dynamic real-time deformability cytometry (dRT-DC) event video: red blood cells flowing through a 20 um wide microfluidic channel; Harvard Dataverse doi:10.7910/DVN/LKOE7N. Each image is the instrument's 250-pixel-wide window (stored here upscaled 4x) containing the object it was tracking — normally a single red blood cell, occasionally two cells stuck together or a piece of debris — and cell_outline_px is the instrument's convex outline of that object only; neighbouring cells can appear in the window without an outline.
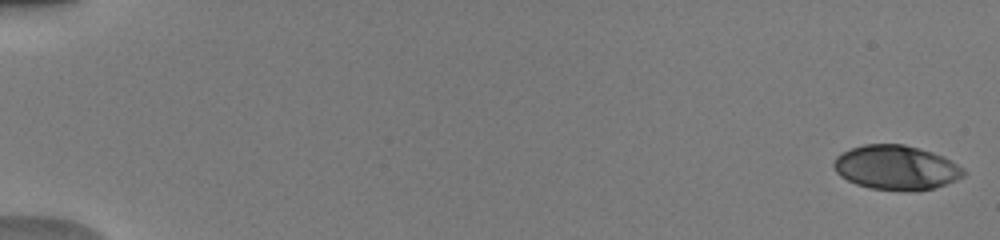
{"species": "human", "species_latin": "Homo sapiens", "temperature_condition": "warm", "stored_images_in_passage": 51, "camera_frame_rate_fps": 3000, "um_per_image_px": 0.085, "donor": {"sex": "male"}, "frame": {"image": 1, "passage_image": 1, "time_ms": 0.0, "image_size_px": [1000, 240], "cell_outline_px": [[964, 176], [956, 180], [920, 192], [908, 192], [868, 188], [856, 184], [840, 176], [836, 172], [832, 164], [836, 156], [852, 148], [864, 144], [904, 144], [932, 152], [944, 156], [964, 168]], "centroid_in_image_um": [76.17, 14.26], "position_along_channel_um": 8.8, "area_um2": 33.87}}
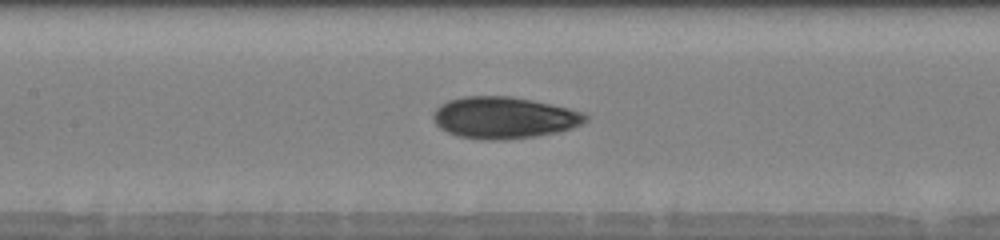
{"frame": {"image": 2, "passage_image": 26, "time_ms": 8.333, "image_size_px": [1000, 240], "cell_outline_px": [[588, 120], [572, 128], [556, 132], [532, 136], [496, 140], [460, 136], [448, 132], [440, 128], [436, 124], [432, 116], [436, 108], [440, 104], [448, 100], [464, 96], [512, 96], [552, 104], [584, 112], [588, 116]], "centroid_in_image_um": [42.84, 9.98], "position_along_channel_um": 164.6, "area_um2": 36.65}}
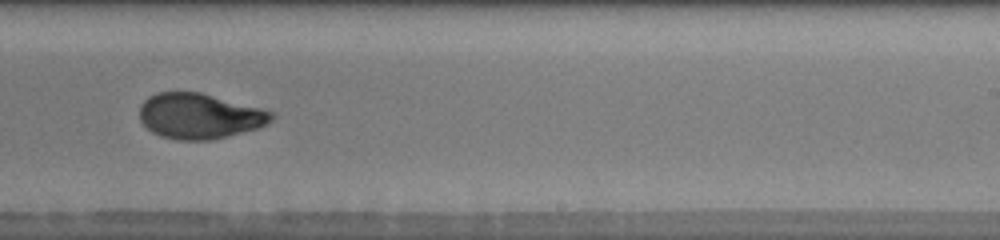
{"frame": {"image": 3, "passage_image": 34, "time_ms": 11.0, "image_size_px": [1000, 240], "cell_outline_px": [[276, 116], [272, 120], [256, 128], [212, 140], [176, 140], [160, 136], [152, 132], [140, 120], [140, 104], [148, 96], [156, 92], [200, 92], [276, 112]], "centroid_in_image_um": [16.94, 9.86], "position_along_channel_um": 272.1, "area_um2": 34.91}, "authors_computed_cell_mechanics": {"area_um2": 34.4488, "velocity_mm_per_s": 4.0438, "shape_relaxation_time_tau1_ms": 5.0278, "shape_relaxation_time_tau2_ms": 1.2711, "deformation_change_tau1": 0.1977, "deformation_change_tau2": 0.0614}}